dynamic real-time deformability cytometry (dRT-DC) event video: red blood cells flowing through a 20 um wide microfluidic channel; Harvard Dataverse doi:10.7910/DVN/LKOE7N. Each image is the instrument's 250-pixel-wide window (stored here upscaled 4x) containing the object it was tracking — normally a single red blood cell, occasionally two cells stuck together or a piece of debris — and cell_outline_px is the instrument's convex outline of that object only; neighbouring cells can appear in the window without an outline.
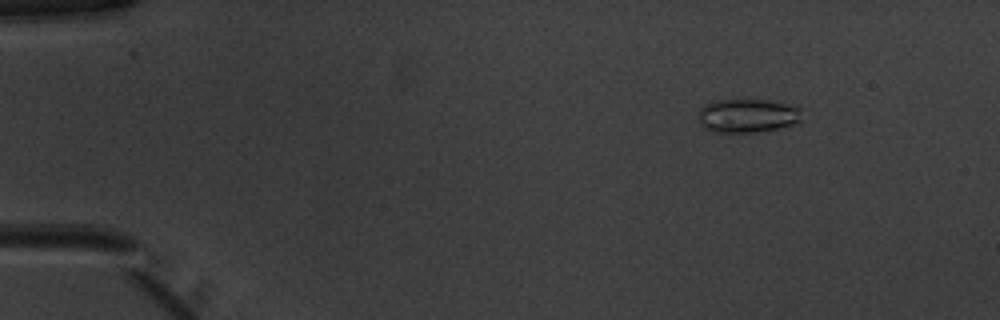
{"species": "common noctule bat (a hibernating species)", "species_latin": "Nyctalus noctula", "temperature_condition": "warm", "stored_images_in_passage": 10, "camera_frame_rate_fps": 3000, "um_per_image_px": 0.085, "animal": {"sex": "male", "body_mass_g": 20.1, "forearm_length_mm": 53.5}, "frame": {"image": 1, "passage_image": 1, "time_ms": 0.0, "image_size_px": [1000, 320], "cell_outline_px": [[804, 108], [800, 120], [796, 124], [756, 132], [712, 132], [704, 128], [700, 124], [700, 108], [704, 104], [716, 100], [768, 100], [788, 104]], "centroid_in_image_um": [63.57, 9.83], "position_along_channel_um": 21.4, "area_um2": 20.46}}